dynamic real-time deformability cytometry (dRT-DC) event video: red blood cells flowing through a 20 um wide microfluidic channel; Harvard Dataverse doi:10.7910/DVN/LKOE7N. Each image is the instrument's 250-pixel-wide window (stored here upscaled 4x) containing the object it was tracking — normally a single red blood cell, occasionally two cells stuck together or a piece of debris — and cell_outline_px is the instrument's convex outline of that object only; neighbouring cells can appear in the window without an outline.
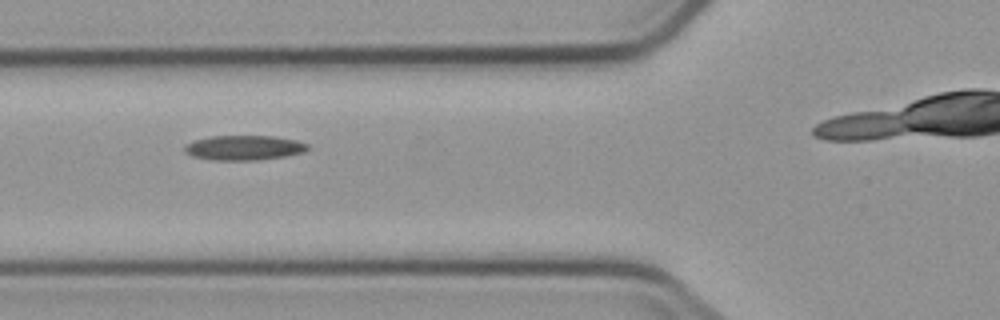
{"species": "common noctule bat (a hibernating species)", "species_latin": "Nyctalus noctula", "temperature_condition": "cold", "stored_images_in_passage": 4, "camera_frame_rate_fps": 3000, "um_per_image_px": 0.085, "animal": {"sex": "male", "body_mass_g": 23.1, "forearm_length_mm": 52.7}, "frame": {"image": 1, "passage_image": 3, "time_ms": 3.0, "image_size_px": [1000, 320], "cell_outline_px": [[308, 148], [304, 152], [284, 156], [260, 160], [212, 160], [192, 156], [184, 152], [184, 144], [196, 140], [212, 136], [272, 136], [296, 140], [308, 144]], "centroid_in_image_um": [20.72, 12.56], "position_along_channel_um": 105.1, "area_um2": 17.74}}